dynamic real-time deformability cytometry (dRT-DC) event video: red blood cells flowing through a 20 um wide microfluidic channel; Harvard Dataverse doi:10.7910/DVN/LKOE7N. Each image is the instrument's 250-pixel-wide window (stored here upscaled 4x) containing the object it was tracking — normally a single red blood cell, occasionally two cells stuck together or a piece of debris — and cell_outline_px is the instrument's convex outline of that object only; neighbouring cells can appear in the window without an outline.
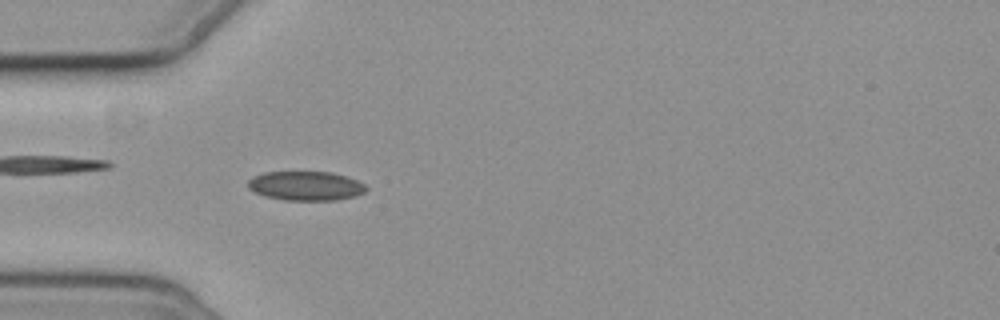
{"species": "common noctule bat (a hibernating species)", "species_latin": "Nyctalus noctula", "temperature_condition": "cold", "stored_images_in_passage": 2, "camera_frame_rate_fps": 3000, "um_per_image_px": 0.085, "animal": {"sex": "female", "body_mass_g": 19.3, "forearm_length_mm": 54.1}, "frame": {"image": 1, "passage_image": 2, "time_ms": 2.0, "image_size_px": [1000, 320], "cell_outline_px": [[368, 188], [364, 192], [356, 196], [336, 200], [284, 200], [264, 196], [248, 188], [248, 180], [252, 176], [264, 172], [332, 172], [356, 180], [364, 184]], "centroid_in_image_um": [25.97, 15.8], "position_along_channel_um": 59.0, "area_um2": 20.11}}